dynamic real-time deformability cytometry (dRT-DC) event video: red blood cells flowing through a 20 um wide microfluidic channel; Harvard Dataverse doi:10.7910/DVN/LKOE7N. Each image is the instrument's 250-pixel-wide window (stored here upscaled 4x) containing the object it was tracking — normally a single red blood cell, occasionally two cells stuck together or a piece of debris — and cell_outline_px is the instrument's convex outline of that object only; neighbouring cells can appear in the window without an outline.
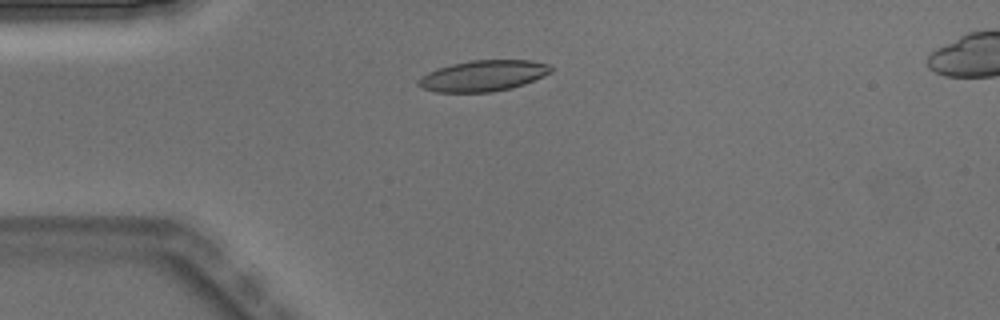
{"species": "Egyptian fruit bat (a non-hibernating species)", "species_latin": "Rousettus aegyptiacus", "temperature_condition": "warm", "stored_images_in_passage": 5, "camera_frame_rate_fps": 3000, "um_per_image_px": 0.085, "animal": {"sex": "male"}, "frame": {"image": 1, "passage_image": 5, "time_ms": 1.333, "image_size_px": [1000, 320], "cell_outline_px": [[552, 72], [544, 76], [524, 84], [512, 88], [492, 92], [436, 92], [424, 88], [416, 84], [416, 80], [420, 76], [428, 72], [452, 64], [472, 60], [532, 60], [548, 64], [552, 68]], "centroid_in_image_um": [41.07, 6.44], "position_along_channel_um": 43.9, "area_um2": 23.93}}